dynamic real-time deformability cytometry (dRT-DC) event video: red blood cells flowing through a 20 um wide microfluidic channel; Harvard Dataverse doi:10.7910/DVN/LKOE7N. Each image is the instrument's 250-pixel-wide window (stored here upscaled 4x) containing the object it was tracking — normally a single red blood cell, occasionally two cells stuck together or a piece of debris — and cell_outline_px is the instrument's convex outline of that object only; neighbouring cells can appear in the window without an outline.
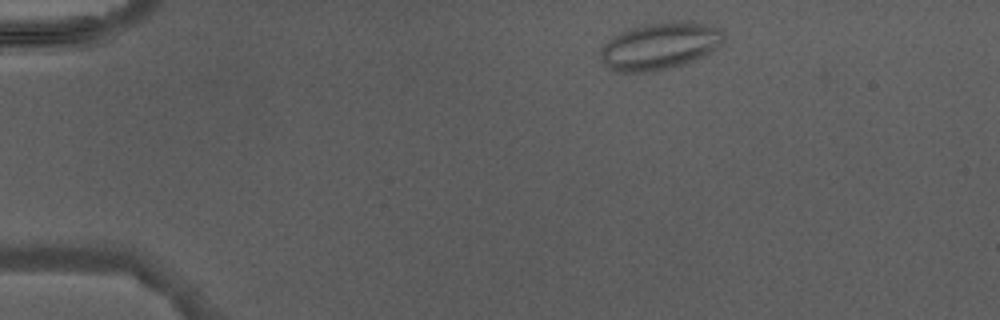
{"species": "Egyptian fruit bat (a non-hibernating species)", "species_latin": "Rousettus aegyptiacus", "temperature_condition": "warm", "stored_images_in_passage": 3, "camera_frame_rate_fps": 3000, "um_per_image_px": 0.085, "animal": {"sex": "male"}, "frame": {"image": 1, "passage_image": 1, "time_ms": 0.0, "image_size_px": [1000, 320], "cell_outline_px": [[724, 40], [716, 48], [684, 64], [652, 72], [620, 72], [612, 68], [600, 56], [600, 52], [604, 44], [620, 32], [640, 24], [672, 20], [688, 20], [720, 28], [724, 32]], "centroid_in_image_um": [56.11, 3.87], "position_along_channel_um": 28.9, "area_um2": 33.64}}